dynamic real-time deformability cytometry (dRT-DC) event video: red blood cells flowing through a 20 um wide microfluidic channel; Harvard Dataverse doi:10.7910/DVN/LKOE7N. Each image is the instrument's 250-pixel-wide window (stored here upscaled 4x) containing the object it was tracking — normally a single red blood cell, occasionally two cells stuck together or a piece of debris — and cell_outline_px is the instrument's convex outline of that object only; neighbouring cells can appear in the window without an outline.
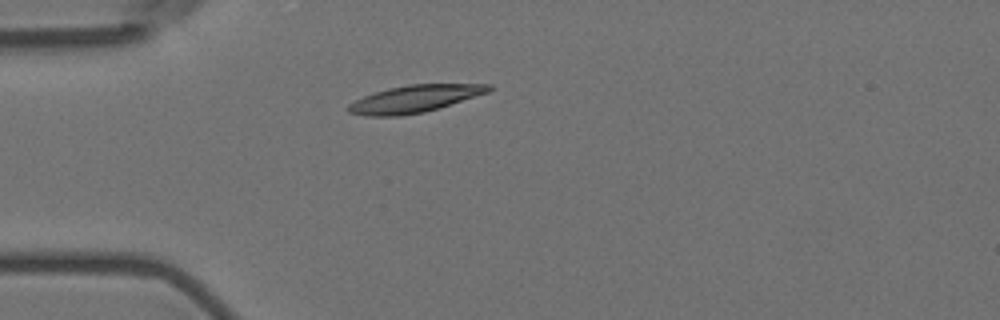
{"species": "Egyptian fruit bat (a non-hibernating species)", "species_latin": "Rousettus aegyptiacus", "temperature_condition": "room temperature", "stored_images_in_passage": 43, "camera_frame_rate_fps": 3000, "um_per_image_px": 0.085, "animal": {"sex": "female"}, "frame": {"image": 1, "passage_image": 1, "time_ms": 0.0, "image_size_px": [1000, 320], "cell_outline_px": [[492, 88], [488, 92], [424, 112], [400, 116], [364, 116], [348, 112], [348, 104], [364, 96], [388, 88], [408, 84], [492, 84]], "centroid_in_image_um": [35.21, 8.4], "position_along_channel_um": 49.8, "area_um2": 21.96}}
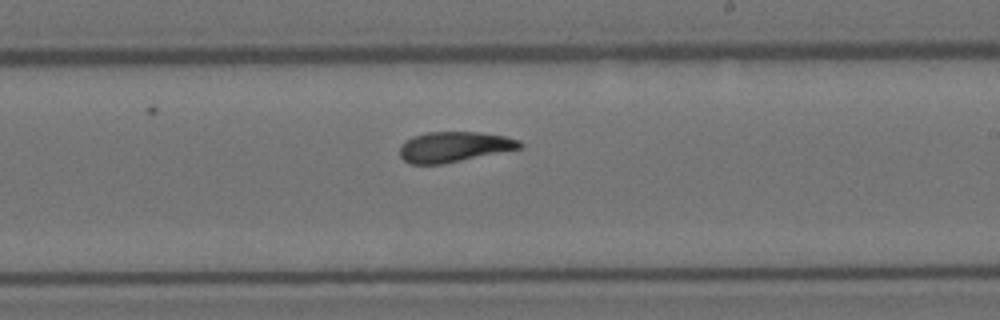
{"frame": {"image": 2, "passage_image": 19, "time_ms": 6.0, "image_size_px": [1000, 320], "cell_outline_px": [[524, 144], [520, 148], [440, 164], [412, 164], [404, 160], [400, 156], [400, 148], [412, 136], [428, 132], [480, 132], [504, 136], [520, 140]], "centroid_in_image_um": [38.6, 12.47], "position_along_channel_um": 250.4, "area_um2": 20.81}}
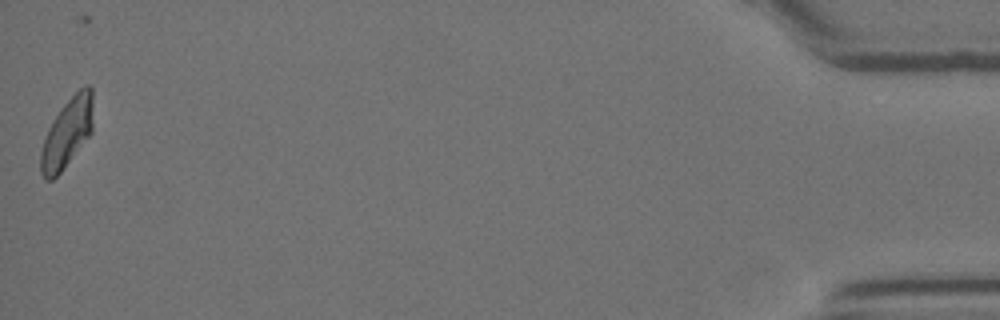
{"frame": {"image": 3, "passage_image": 42, "time_ms": 13.667, "image_size_px": [1000, 320], "cell_outline_px": [[92, 132], [60, 172], [52, 180], [44, 180], [40, 172], [40, 152], [48, 128], [52, 120], [60, 108], [84, 84], [88, 84], [92, 88]], "centroid_in_image_um": [5.68, 11.29], "position_along_channel_um": 429.5, "area_um2": 20.98}, "authors_computed_cell_mechanics": {"area_um2": 21.5016, "velocity_mm_per_s": 3.5601, "shape_relaxation_time_tau1_ms": 8.7565, "shape_relaxation_time_tau2_ms": 2.425, "deformation_change_tau1": 0.2059, "deformation_change_tau2": 0.0791}}